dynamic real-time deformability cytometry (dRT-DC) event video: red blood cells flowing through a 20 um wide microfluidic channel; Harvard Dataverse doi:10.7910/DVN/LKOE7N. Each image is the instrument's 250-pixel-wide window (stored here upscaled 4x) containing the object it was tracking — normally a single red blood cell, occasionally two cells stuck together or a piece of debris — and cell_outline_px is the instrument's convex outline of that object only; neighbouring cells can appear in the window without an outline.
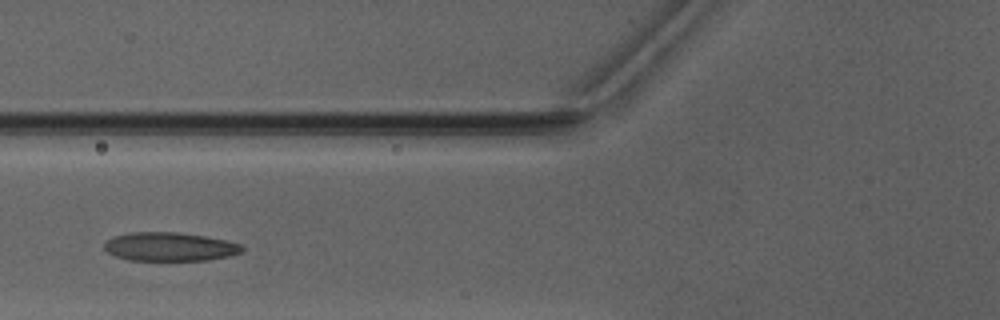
{"species": "Egyptian fruit bat (a non-hibernating species)", "species_latin": "Rousettus aegyptiacus", "temperature_condition": "warm", "stored_images_in_passage": 3, "camera_frame_rate_fps": 3000, "um_per_image_px": 0.085, "animal": {"sex": "male"}, "frame": {"image": 1, "passage_image": 3, "time_ms": 2.333, "image_size_px": [1000, 320], "cell_outline_px": [[244, 248], [240, 252], [228, 256], [208, 260], [128, 260], [116, 256], [108, 252], [104, 248], [104, 244], [108, 240], [116, 236], [128, 232], [176, 232], [204, 236], [224, 240], [240, 244]], "centroid_in_image_um": [14.41, 20.97], "position_along_channel_um": 111.4, "area_um2": 22.77}}